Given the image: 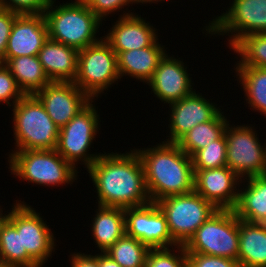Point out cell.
I'll return each mask as SVG.
<instances>
[{
    "instance_id": "obj_36",
    "label": "cell",
    "mask_w": 266,
    "mask_h": 267,
    "mask_svg": "<svg viewBox=\"0 0 266 267\" xmlns=\"http://www.w3.org/2000/svg\"><path fill=\"white\" fill-rule=\"evenodd\" d=\"M88 8L101 20H105L106 16L119 9H124V6H130L134 0H83ZM104 18V19H103Z\"/></svg>"
},
{
    "instance_id": "obj_38",
    "label": "cell",
    "mask_w": 266,
    "mask_h": 267,
    "mask_svg": "<svg viewBox=\"0 0 266 267\" xmlns=\"http://www.w3.org/2000/svg\"><path fill=\"white\" fill-rule=\"evenodd\" d=\"M70 258L71 267H99V253L96 255L73 253Z\"/></svg>"
},
{
    "instance_id": "obj_7",
    "label": "cell",
    "mask_w": 266,
    "mask_h": 267,
    "mask_svg": "<svg viewBox=\"0 0 266 267\" xmlns=\"http://www.w3.org/2000/svg\"><path fill=\"white\" fill-rule=\"evenodd\" d=\"M167 219L172 239L185 245L197 229L218 209L194 190L172 195L156 202Z\"/></svg>"
},
{
    "instance_id": "obj_22",
    "label": "cell",
    "mask_w": 266,
    "mask_h": 267,
    "mask_svg": "<svg viewBox=\"0 0 266 267\" xmlns=\"http://www.w3.org/2000/svg\"><path fill=\"white\" fill-rule=\"evenodd\" d=\"M244 180L241 179L240 183L247 184L246 188L239 189L238 201L233 209L236 216L250 223H266V174Z\"/></svg>"
},
{
    "instance_id": "obj_3",
    "label": "cell",
    "mask_w": 266,
    "mask_h": 267,
    "mask_svg": "<svg viewBox=\"0 0 266 267\" xmlns=\"http://www.w3.org/2000/svg\"><path fill=\"white\" fill-rule=\"evenodd\" d=\"M56 0H50L44 11L48 29V37L54 41L81 50L95 44L102 21L88 8L83 0L71 3L53 5ZM55 7V8H54Z\"/></svg>"
},
{
    "instance_id": "obj_39",
    "label": "cell",
    "mask_w": 266,
    "mask_h": 267,
    "mask_svg": "<svg viewBox=\"0 0 266 267\" xmlns=\"http://www.w3.org/2000/svg\"><path fill=\"white\" fill-rule=\"evenodd\" d=\"M99 267H121L112 258H110L106 253L99 254Z\"/></svg>"
},
{
    "instance_id": "obj_31",
    "label": "cell",
    "mask_w": 266,
    "mask_h": 267,
    "mask_svg": "<svg viewBox=\"0 0 266 267\" xmlns=\"http://www.w3.org/2000/svg\"><path fill=\"white\" fill-rule=\"evenodd\" d=\"M194 170H205L227 166V141L225 133L192 157Z\"/></svg>"
},
{
    "instance_id": "obj_25",
    "label": "cell",
    "mask_w": 266,
    "mask_h": 267,
    "mask_svg": "<svg viewBox=\"0 0 266 267\" xmlns=\"http://www.w3.org/2000/svg\"><path fill=\"white\" fill-rule=\"evenodd\" d=\"M19 88L25 95H32L51 82L45 73L38 56H20L4 59Z\"/></svg>"
},
{
    "instance_id": "obj_27",
    "label": "cell",
    "mask_w": 266,
    "mask_h": 267,
    "mask_svg": "<svg viewBox=\"0 0 266 267\" xmlns=\"http://www.w3.org/2000/svg\"><path fill=\"white\" fill-rule=\"evenodd\" d=\"M246 96V103L253 111L266 117V69L251 66H235Z\"/></svg>"
},
{
    "instance_id": "obj_13",
    "label": "cell",
    "mask_w": 266,
    "mask_h": 267,
    "mask_svg": "<svg viewBox=\"0 0 266 267\" xmlns=\"http://www.w3.org/2000/svg\"><path fill=\"white\" fill-rule=\"evenodd\" d=\"M125 234L149 248H169L178 245L171 237L165 214L156 202L124 208ZM174 246V248H173Z\"/></svg>"
},
{
    "instance_id": "obj_34",
    "label": "cell",
    "mask_w": 266,
    "mask_h": 267,
    "mask_svg": "<svg viewBox=\"0 0 266 267\" xmlns=\"http://www.w3.org/2000/svg\"><path fill=\"white\" fill-rule=\"evenodd\" d=\"M50 0H2L0 7L20 15L43 14Z\"/></svg>"
},
{
    "instance_id": "obj_23",
    "label": "cell",
    "mask_w": 266,
    "mask_h": 267,
    "mask_svg": "<svg viewBox=\"0 0 266 267\" xmlns=\"http://www.w3.org/2000/svg\"><path fill=\"white\" fill-rule=\"evenodd\" d=\"M240 267H266V223L239 219Z\"/></svg>"
},
{
    "instance_id": "obj_4",
    "label": "cell",
    "mask_w": 266,
    "mask_h": 267,
    "mask_svg": "<svg viewBox=\"0 0 266 267\" xmlns=\"http://www.w3.org/2000/svg\"><path fill=\"white\" fill-rule=\"evenodd\" d=\"M13 109L16 150L56 149L59 128L34 95H24Z\"/></svg>"
},
{
    "instance_id": "obj_1",
    "label": "cell",
    "mask_w": 266,
    "mask_h": 267,
    "mask_svg": "<svg viewBox=\"0 0 266 267\" xmlns=\"http://www.w3.org/2000/svg\"><path fill=\"white\" fill-rule=\"evenodd\" d=\"M130 151L102 153L88 168L98 205L128 208L151 202L141 159L135 149Z\"/></svg>"
},
{
    "instance_id": "obj_5",
    "label": "cell",
    "mask_w": 266,
    "mask_h": 267,
    "mask_svg": "<svg viewBox=\"0 0 266 267\" xmlns=\"http://www.w3.org/2000/svg\"><path fill=\"white\" fill-rule=\"evenodd\" d=\"M8 158L11 174L36 185H71L79 173L55 149L14 150Z\"/></svg>"
},
{
    "instance_id": "obj_11",
    "label": "cell",
    "mask_w": 266,
    "mask_h": 267,
    "mask_svg": "<svg viewBox=\"0 0 266 267\" xmlns=\"http://www.w3.org/2000/svg\"><path fill=\"white\" fill-rule=\"evenodd\" d=\"M227 10L210 21L205 32L228 33L229 48L243 36L266 33V0H234Z\"/></svg>"
},
{
    "instance_id": "obj_30",
    "label": "cell",
    "mask_w": 266,
    "mask_h": 267,
    "mask_svg": "<svg viewBox=\"0 0 266 267\" xmlns=\"http://www.w3.org/2000/svg\"><path fill=\"white\" fill-rule=\"evenodd\" d=\"M231 49L240 57V61L235 66L266 69V33L243 36Z\"/></svg>"
},
{
    "instance_id": "obj_35",
    "label": "cell",
    "mask_w": 266,
    "mask_h": 267,
    "mask_svg": "<svg viewBox=\"0 0 266 267\" xmlns=\"http://www.w3.org/2000/svg\"><path fill=\"white\" fill-rule=\"evenodd\" d=\"M187 267H240L239 262L226 257L187 253Z\"/></svg>"
},
{
    "instance_id": "obj_40",
    "label": "cell",
    "mask_w": 266,
    "mask_h": 267,
    "mask_svg": "<svg viewBox=\"0 0 266 267\" xmlns=\"http://www.w3.org/2000/svg\"><path fill=\"white\" fill-rule=\"evenodd\" d=\"M161 1H162V0H134V2H135L136 4H139V3H142V4H143V3H144V4H145V3H149V4H150L151 2H152V3H155V2L157 3V2H161ZM163 1H164V0H163Z\"/></svg>"
},
{
    "instance_id": "obj_37",
    "label": "cell",
    "mask_w": 266,
    "mask_h": 267,
    "mask_svg": "<svg viewBox=\"0 0 266 267\" xmlns=\"http://www.w3.org/2000/svg\"><path fill=\"white\" fill-rule=\"evenodd\" d=\"M20 14L0 7V63L4 62L7 42L15 19Z\"/></svg>"
},
{
    "instance_id": "obj_19",
    "label": "cell",
    "mask_w": 266,
    "mask_h": 267,
    "mask_svg": "<svg viewBox=\"0 0 266 267\" xmlns=\"http://www.w3.org/2000/svg\"><path fill=\"white\" fill-rule=\"evenodd\" d=\"M48 38L44 14L19 15L12 26L4 59L38 56Z\"/></svg>"
},
{
    "instance_id": "obj_28",
    "label": "cell",
    "mask_w": 266,
    "mask_h": 267,
    "mask_svg": "<svg viewBox=\"0 0 266 267\" xmlns=\"http://www.w3.org/2000/svg\"><path fill=\"white\" fill-rule=\"evenodd\" d=\"M0 258L13 267H40L22 251L21 231L5 217L0 224Z\"/></svg>"
},
{
    "instance_id": "obj_18",
    "label": "cell",
    "mask_w": 266,
    "mask_h": 267,
    "mask_svg": "<svg viewBox=\"0 0 266 267\" xmlns=\"http://www.w3.org/2000/svg\"><path fill=\"white\" fill-rule=\"evenodd\" d=\"M114 24L109 33L102 37L116 54L146 48L159 40L157 29L136 13L125 12Z\"/></svg>"
},
{
    "instance_id": "obj_33",
    "label": "cell",
    "mask_w": 266,
    "mask_h": 267,
    "mask_svg": "<svg viewBox=\"0 0 266 267\" xmlns=\"http://www.w3.org/2000/svg\"><path fill=\"white\" fill-rule=\"evenodd\" d=\"M24 95L9 69L3 63H0V103H6L7 106L11 107ZM10 99L11 101L13 99V104Z\"/></svg>"
},
{
    "instance_id": "obj_32",
    "label": "cell",
    "mask_w": 266,
    "mask_h": 267,
    "mask_svg": "<svg viewBox=\"0 0 266 267\" xmlns=\"http://www.w3.org/2000/svg\"><path fill=\"white\" fill-rule=\"evenodd\" d=\"M175 248L178 250L150 248L145 267H187V252L184 245H177Z\"/></svg>"
},
{
    "instance_id": "obj_41",
    "label": "cell",
    "mask_w": 266,
    "mask_h": 267,
    "mask_svg": "<svg viewBox=\"0 0 266 267\" xmlns=\"http://www.w3.org/2000/svg\"><path fill=\"white\" fill-rule=\"evenodd\" d=\"M1 207V206H0ZM3 213V210L2 209H0V224H1V222L5 219V217H6V214H4Z\"/></svg>"
},
{
    "instance_id": "obj_15",
    "label": "cell",
    "mask_w": 266,
    "mask_h": 267,
    "mask_svg": "<svg viewBox=\"0 0 266 267\" xmlns=\"http://www.w3.org/2000/svg\"><path fill=\"white\" fill-rule=\"evenodd\" d=\"M194 173V191L197 194L211 202L217 209L235 208L241 178L229 167L194 170Z\"/></svg>"
},
{
    "instance_id": "obj_20",
    "label": "cell",
    "mask_w": 266,
    "mask_h": 267,
    "mask_svg": "<svg viewBox=\"0 0 266 267\" xmlns=\"http://www.w3.org/2000/svg\"><path fill=\"white\" fill-rule=\"evenodd\" d=\"M79 50L48 38L38 53L51 81L74 82L77 77Z\"/></svg>"
},
{
    "instance_id": "obj_29",
    "label": "cell",
    "mask_w": 266,
    "mask_h": 267,
    "mask_svg": "<svg viewBox=\"0 0 266 267\" xmlns=\"http://www.w3.org/2000/svg\"><path fill=\"white\" fill-rule=\"evenodd\" d=\"M149 247L124 234L106 252L121 267H145Z\"/></svg>"
},
{
    "instance_id": "obj_21",
    "label": "cell",
    "mask_w": 266,
    "mask_h": 267,
    "mask_svg": "<svg viewBox=\"0 0 266 267\" xmlns=\"http://www.w3.org/2000/svg\"><path fill=\"white\" fill-rule=\"evenodd\" d=\"M166 53L164 45L159 44L158 40L146 48L118 53L117 62L120 78L128 75L147 83Z\"/></svg>"
},
{
    "instance_id": "obj_17",
    "label": "cell",
    "mask_w": 266,
    "mask_h": 267,
    "mask_svg": "<svg viewBox=\"0 0 266 267\" xmlns=\"http://www.w3.org/2000/svg\"><path fill=\"white\" fill-rule=\"evenodd\" d=\"M183 61L170 57L167 53L158 63L152 78L146 83L161 102L171 104L189 96L193 90L192 78L189 77Z\"/></svg>"
},
{
    "instance_id": "obj_6",
    "label": "cell",
    "mask_w": 266,
    "mask_h": 267,
    "mask_svg": "<svg viewBox=\"0 0 266 267\" xmlns=\"http://www.w3.org/2000/svg\"><path fill=\"white\" fill-rule=\"evenodd\" d=\"M187 253L226 257L238 261L239 218L234 210L218 209L184 245Z\"/></svg>"
},
{
    "instance_id": "obj_12",
    "label": "cell",
    "mask_w": 266,
    "mask_h": 267,
    "mask_svg": "<svg viewBox=\"0 0 266 267\" xmlns=\"http://www.w3.org/2000/svg\"><path fill=\"white\" fill-rule=\"evenodd\" d=\"M16 202L12 210L7 212L6 218L17 231H21L22 251H27L28 255L43 267L55 249L56 238L54 239V234L40 213L24 201L16 200Z\"/></svg>"
},
{
    "instance_id": "obj_42",
    "label": "cell",
    "mask_w": 266,
    "mask_h": 267,
    "mask_svg": "<svg viewBox=\"0 0 266 267\" xmlns=\"http://www.w3.org/2000/svg\"><path fill=\"white\" fill-rule=\"evenodd\" d=\"M0 267H13L8 264H6L1 258H0Z\"/></svg>"
},
{
    "instance_id": "obj_24",
    "label": "cell",
    "mask_w": 266,
    "mask_h": 267,
    "mask_svg": "<svg viewBox=\"0 0 266 267\" xmlns=\"http://www.w3.org/2000/svg\"><path fill=\"white\" fill-rule=\"evenodd\" d=\"M91 227L98 249L106 252L125 234L124 208L98 205Z\"/></svg>"
},
{
    "instance_id": "obj_8",
    "label": "cell",
    "mask_w": 266,
    "mask_h": 267,
    "mask_svg": "<svg viewBox=\"0 0 266 267\" xmlns=\"http://www.w3.org/2000/svg\"><path fill=\"white\" fill-rule=\"evenodd\" d=\"M120 78L117 54L102 38L95 44L79 50L78 70L74 83L95 100Z\"/></svg>"
},
{
    "instance_id": "obj_26",
    "label": "cell",
    "mask_w": 266,
    "mask_h": 267,
    "mask_svg": "<svg viewBox=\"0 0 266 267\" xmlns=\"http://www.w3.org/2000/svg\"><path fill=\"white\" fill-rule=\"evenodd\" d=\"M228 123L229 121L221 110L212 120L198 124L189 130L176 144L192 157L197 151L219 139L225 133Z\"/></svg>"
},
{
    "instance_id": "obj_2",
    "label": "cell",
    "mask_w": 266,
    "mask_h": 267,
    "mask_svg": "<svg viewBox=\"0 0 266 267\" xmlns=\"http://www.w3.org/2000/svg\"><path fill=\"white\" fill-rule=\"evenodd\" d=\"M135 150L143 165L151 202L194 190L195 173L192 158L176 143L163 141L155 147Z\"/></svg>"
},
{
    "instance_id": "obj_14",
    "label": "cell",
    "mask_w": 266,
    "mask_h": 267,
    "mask_svg": "<svg viewBox=\"0 0 266 267\" xmlns=\"http://www.w3.org/2000/svg\"><path fill=\"white\" fill-rule=\"evenodd\" d=\"M34 95L59 129L92 100L74 82L51 81Z\"/></svg>"
},
{
    "instance_id": "obj_10",
    "label": "cell",
    "mask_w": 266,
    "mask_h": 267,
    "mask_svg": "<svg viewBox=\"0 0 266 267\" xmlns=\"http://www.w3.org/2000/svg\"><path fill=\"white\" fill-rule=\"evenodd\" d=\"M254 129L228 123L225 130L227 167L241 179L266 174V143L261 145Z\"/></svg>"
},
{
    "instance_id": "obj_16",
    "label": "cell",
    "mask_w": 266,
    "mask_h": 267,
    "mask_svg": "<svg viewBox=\"0 0 266 267\" xmlns=\"http://www.w3.org/2000/svg\"><path fill=\"white\" fill-rule=\"evenodd\" d=\"M170 119L168 128L170 134L168 143H176L184 134L196 125L212 120L221 109L209 99H205L196 90L189 96L169 104Z\"/></svg>"
},
{
    "instance_id": "obj_9",
    "label": "cell",
    "mask_w": 266,
    "mask_h": 267,
    "mask_svg": "<svg viewBox=\"0 0 266 267\" xmlns=\"http://www.w3.org/2000/svg\"><path fill=\"white\" fill-rule=\"evenodd\" d=\"M93 99L81 109L65 126L59 129L56 151L76 168L79 161L89 168L101 155L90 154L88 149L100 130L99 114ZM99 129V130H98Z\"/></svg>"
}]
</instances>
